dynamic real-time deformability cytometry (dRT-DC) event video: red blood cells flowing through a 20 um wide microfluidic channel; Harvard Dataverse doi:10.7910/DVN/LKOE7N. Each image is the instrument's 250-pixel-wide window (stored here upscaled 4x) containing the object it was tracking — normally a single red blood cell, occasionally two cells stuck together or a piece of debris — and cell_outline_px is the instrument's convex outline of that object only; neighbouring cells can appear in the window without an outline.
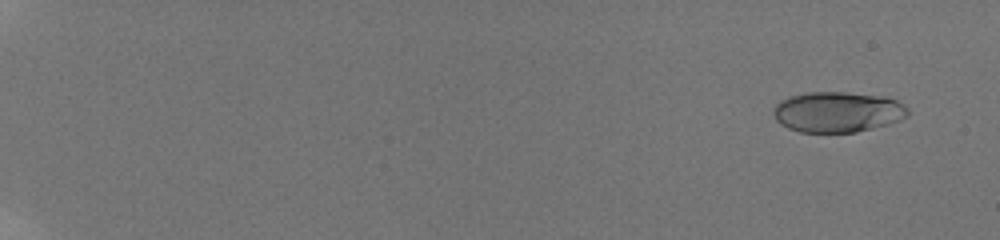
{"species": "human", "species_latin": "Homo sapiens", "temperature_condition": "room temperature", "stored_images_in_passage": 59, "camera_frame_rate_fps": 3000, "um_per_image_px": 0.085, "donor": {"sex": "male"}, "frame": {"image": 1, "passage_image": 5, "time_ms": 1.333, "image_size_px": [1000, 240], "cell_outline_px": [[908, 116], [888, 124], [856, 132], [800, 132], [788, 128], [780, 124], [776, 120], [772, 112], [772, 108], [780, 100], [788, 96], [808, 92], [848, 92], [884, 96], [896, 100], [904, 104], [908, 108]], "centroid_in_image_um": [71.17, 9.51], "position_along_channel_um": 13.8, "area_um2": 32.02}}
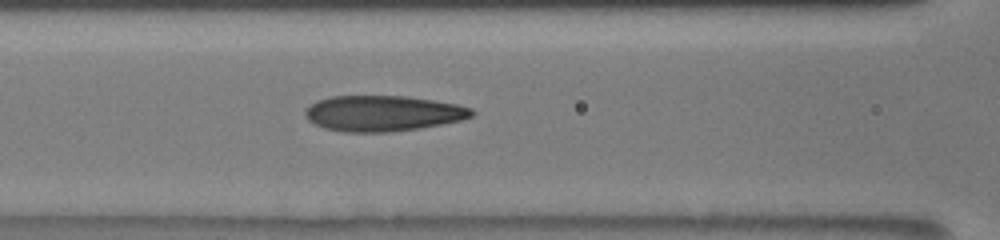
{"frame": {"image": 2, "passage_image": 31, "time_ms": 10.0, "image_size_px": [1000, 240], "cell_outline_px": [[476, 112], [472, 116], [460, 120], [440, 124], [416, 128], [388, 132], [344, 132], [324, 128], [308, 120], [304, 116], [304, 112], [316, 100], [332, 96], [404, 96], [432, 100], [456, 104], [472, 108]], "centroid_in_image_um": [32.52, 9.63], "position_along_channel_um": 134.1, "area_um2": 34.39}}
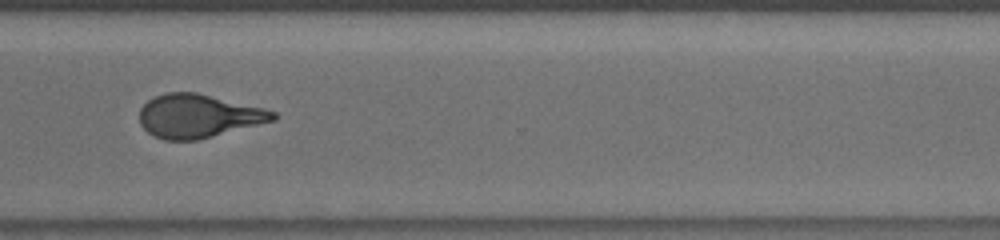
{"frame": {"image": 3, "passage_image": 48, "time_ms": 15.667, "image_size_px": [1000, 240], "cell_outline_px": [[276, 120], [196, 140], [164, 140], [152, 136], [140, 124], [140, 108], [148, 100], [164, 92], [196, 92], [264, 108], [276, 112]], "centroid_in_image_um": [16.84, 9.86], "position_along_channel_um": 353.8, "area_um2": 33.7}, "authors_computed_cell_mechanics": {"area_um2": 33.5818, "velocity_mm_per_s": 3.8888, "shape_relaxation_time_tau1_ms": 5.6428, "shape_relaxation_time_tau2_ms": 1.1023, "deformation_change_tau1": 0.2285, "deformation_change_tau2": 0.0902}}